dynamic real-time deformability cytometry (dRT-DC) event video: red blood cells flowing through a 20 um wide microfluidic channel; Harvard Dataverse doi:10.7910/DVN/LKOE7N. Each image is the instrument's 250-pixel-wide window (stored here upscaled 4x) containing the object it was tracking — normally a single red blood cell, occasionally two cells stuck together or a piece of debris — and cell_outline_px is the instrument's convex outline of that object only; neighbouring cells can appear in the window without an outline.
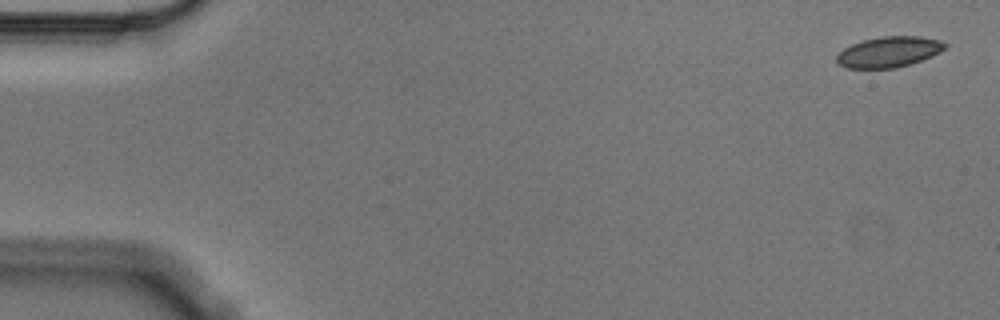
{"species": "Egyptian fruit bat (a non-hibernating species)", "species_latin": "Rousettus aegyptiacus", "temperature_condition": "cold", "stored_images_in_passage": 6, "camera_frame_rate_fps": 3000, "um_per_image_px": 0.085, "animal": {"sex": "male"}, "frame": {"image": 1, "passage_image": 1, "time_ms": 0.0, "image_size_px": [1000, 320], "cell_outline_px": [[948, 48], [932, 56], [896, 68], [844, 68], [836, 64], [836, 56], [844, 48], [852, 44], [864, 40], [880, 36], [920, 36], [940, 40], [948, 44]], "centroid_in_image_um": [75.56, 4.41], "position_along_channel_um": 9.4, "area_um2": 19.48}}
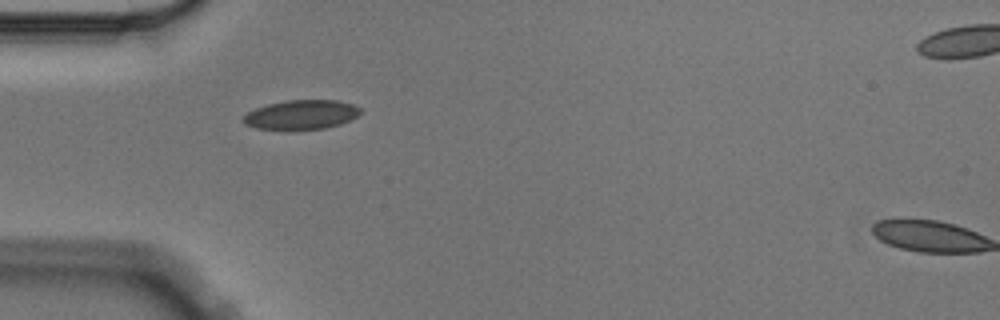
{"frame": {"image": 2, "passage_image": 5, "time_ms": 1.333, "image_size_px": [1000, 320], "cell_outline_px": [[364, 112], [340, 124], [324, 128], [256, 128], [244, 124], [240, 120], [240, 116], [256, 108], [268, 104], [288, 100], [336, 100], [352, 104], [360, 108]], "centroid_in_image_um": [25.58, 9.72], "position_along_channel_um": 59.4, "area_um2": 19.71}}